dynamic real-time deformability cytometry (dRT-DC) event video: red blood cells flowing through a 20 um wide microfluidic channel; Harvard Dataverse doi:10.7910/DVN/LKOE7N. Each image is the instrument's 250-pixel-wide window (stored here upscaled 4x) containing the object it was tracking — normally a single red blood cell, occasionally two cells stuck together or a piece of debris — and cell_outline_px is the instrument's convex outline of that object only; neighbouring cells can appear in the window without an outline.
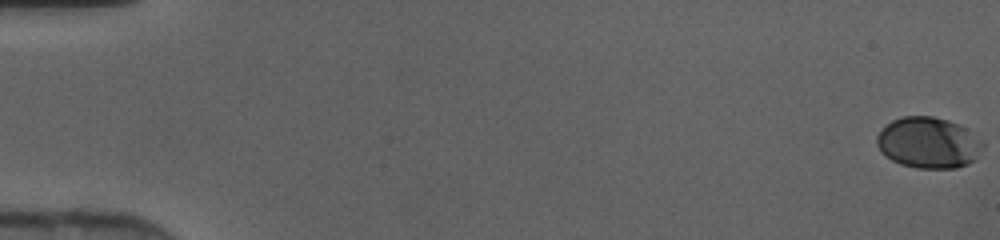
{"species": "human", "species_latin": "Homo sapiens", "temperature_condition": "cold", "stored_images_in_passage": 47, "camera_frame_rate_fps": 3000, "um_per_image_px": 0.085, "donor": {"sex": "female"}, "frame": {"image": 1, "passage_image": 1, "time_ms": 0.0, "image_size_px": [1000, 240], "cell_outline_px": [[972, 160], [968, 164], [956, 168], [916, 168], [900, 164], [892, 160], [876, 144], [876, 136], [892, 120], [900, 116], [932, 116], [948, 120], [964, 128], [972, 152]], "centroid_in_image_um": [78.66, 12.13], "position_along_channel_um": 6.3, "area_um2": 29.25}}
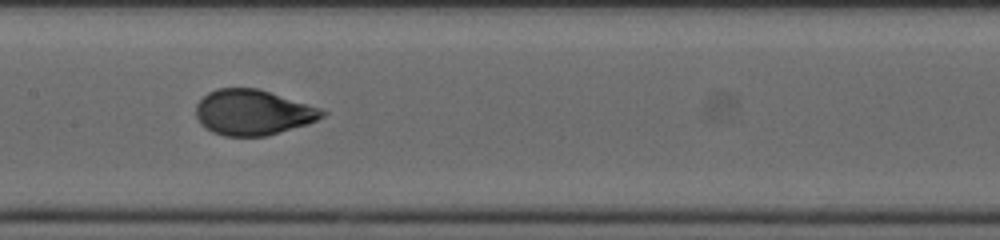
{"frame": {"image": 2, "passage_image": 25, "time_ms": 8.0, "image_size_px": [1000, 240], "cell_outline_px": [[328, 112], [324, 116], [308, 124], [268, 136], [224, 136], [212, 132], [204, 128], [200, 124], [196, 116], [196, 104], [208, 92], [216, 88], [256, 88], [320, 108]], "centroid_in_image_um": [21.47, 9.57], "position_along_channel_um": 185.9, "area_um2": 33.41}}
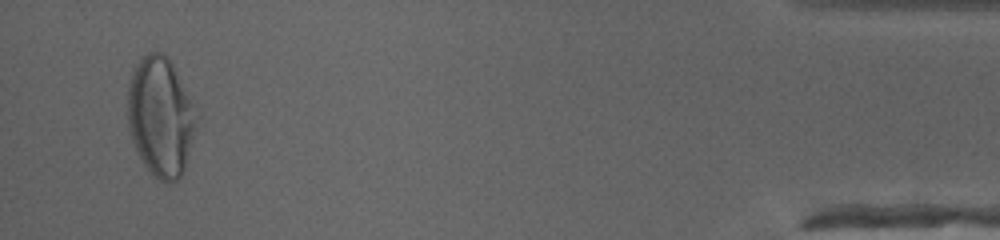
{"frame": {"image": 3, "passage_image": 46, "time_ms": 15.0, "image_size_px": [1000, 240], "cell_outline_px": [[192, 144], [184, 172], [176, 180], [160, 180], [152, 176], [140, 160], [132, 140], [128, 124], [128, 80], [136, 64], [148, 52], [160, 52], [168, 56], [192, 104]], "centroid_in_image_um": [13.58, 9.93], "position_along_channel_um": 421.6, "area_um2": 46.76}}